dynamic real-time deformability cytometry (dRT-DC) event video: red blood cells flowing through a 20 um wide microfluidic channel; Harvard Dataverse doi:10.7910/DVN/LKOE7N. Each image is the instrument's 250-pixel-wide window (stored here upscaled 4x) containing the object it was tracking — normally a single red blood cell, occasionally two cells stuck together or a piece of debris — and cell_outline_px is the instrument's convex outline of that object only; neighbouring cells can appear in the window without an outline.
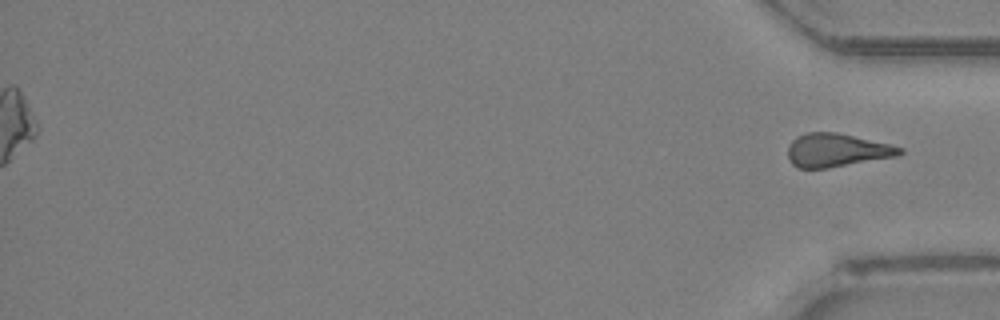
{"species": "Egyptian fruit bat (a non-hibernating species)", "species_latin": "Rousettus aegyptiacus", "temperature_condition": "room temperature", "stored_images_in_passage": 34, "segment_of_instrument_passage": [2, 2], "camera_frame_rate_fps": 3000, "um_per_image_px": 0.085, "animal": {"sex": "female"}, "frame": {"image": 1, "passage_image": 34, "time_ms": 11.0, "image_size_px": [1000, 320], "cell_outline_px": [[904, 152], [896, 156], [828, 168], [796, 168], [788, 160], [788, 144], [796, 136], [808, 132], [836, 132], [888, 144], [904, 148]], "centroid_in_image_um": [71.06, 12.77], "position_along_channel_um": 364.1, "area_um2": 21.68}}